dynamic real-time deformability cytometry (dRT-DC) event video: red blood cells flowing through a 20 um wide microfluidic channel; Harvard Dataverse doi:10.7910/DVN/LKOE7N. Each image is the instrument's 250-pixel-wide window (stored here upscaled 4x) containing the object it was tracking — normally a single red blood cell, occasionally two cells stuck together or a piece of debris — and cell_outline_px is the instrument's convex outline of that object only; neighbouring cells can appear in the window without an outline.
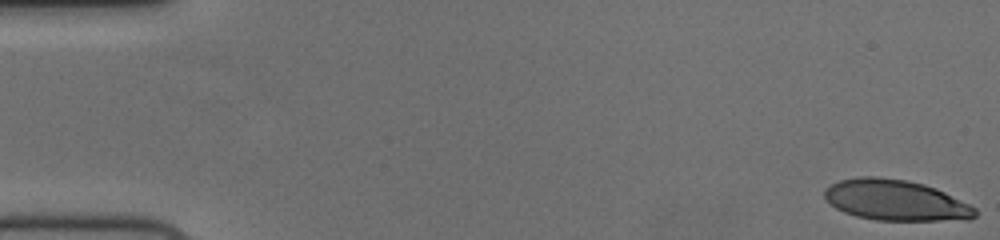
{"species": "human", "species_latin": "Homo sapiens", "temperature_condition": "cold", "stored_images_in_passage": 55, "camera_frame_rate_fps": 3000, "um_per_image_px": 0.085, "donor": {"sex": "female"}, "frame": {"image": 1, "passage_image": 1, "time_ms": 0.0, "image_size_px": [1000, 240], "cell_outline_px": [[976, 216], [968, 220], [876, 220], [856, 216], [844, 212], [836, 208], [824, 196], [824, 188], [840, 180], [860, 176], [876, 176], [908, 180], [924, 184], [936, 188], [976, 208]], "centroid_in_image_um": [76.12, 17.01], "position_along_channel_um": 8.9, "area_um2": 35.66}}
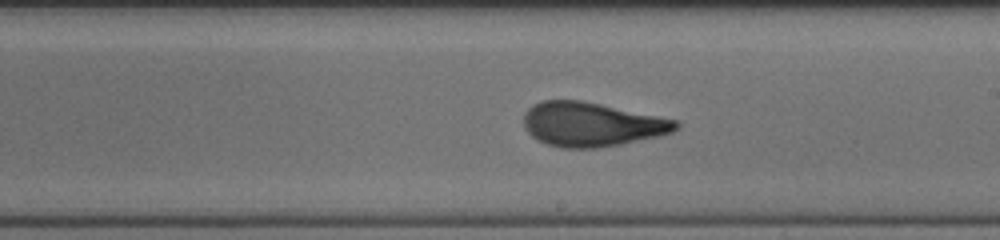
{"frame": {"image": 2, "passage_image": 32, "time_ms": 10.333, "image_size_px": [1000, 240], "cell_outline_px": [[680, 128], [672, 132], [660, 136], [620, 144], [596, 148], [560, 148], [536, 140], [524, 128], [524, 112], [532, 104], [540, 100], [580, 100], [600, 104], [676, 120], [680, 124]], "centroid_in_image_um": [50.25, 10.57], "position_along_channel_um": 238.7, "area_um2": 39.19}}
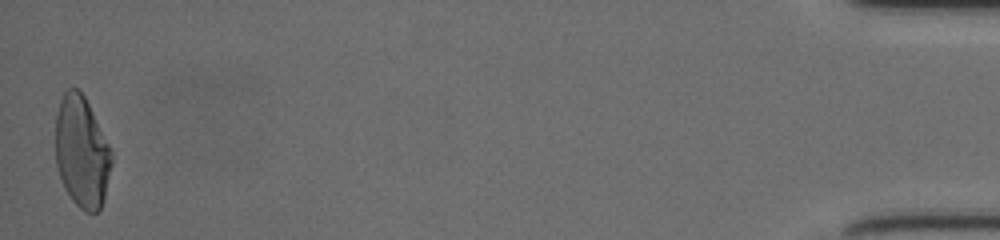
{"frame": {"image": 3, "passage_image": 55, "time_ms": 18.0, "image_size_px": [1000, 240], "cell_outline_px": [[112, 164], [104, 200], [100, 208], [96, 212], [84, 212], [72, 200], [64, 188], [56, 164], [56, 112], [60, 100], [64, 92], [68, 88], [76, 88], [84, 96], [112, 148]], "centroid_in_image_um": [6.96, 12.92], "position_along_channel_um": 428.2, "area_um2": 36.59}, "authors_computed_cell_mechanics": {"area_um2": 37.9168, "velocity_mm_per_s": 3.7125, "shape_relaxation_time_tau1_ms": 5.7629, "shape_relaxation_time_tau2_ms": 1.0015, "deformation_change_tau1": 0.2212, "deformation_change_tau2": 0.0921}}